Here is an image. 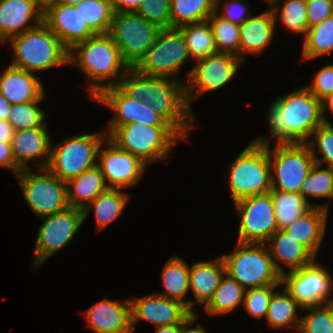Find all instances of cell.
<instances>
[{
	"label": "cell",
	"instance_id": "23",
	"mask_svg": "<svg viewBox=\"0 0 333 333\" xmlns=\"http://www.w3.org/2000/svg\"><path fill=\"white\" fill-rule=\"evenodd\" d=\"M95 333H132L130 299L124 302L103 299L83 313Z\"/></svg>",
	"mask_w": 333,
	"mask_h": 333
},
{
	"label": "cell",
	"instance_id": "14",
	"mask_svg": "<svg viewBox=\"0 0 333 333\" xmlns=\"http://www.w3.org/2000/svg\"><path fill=\"white\" fill-rule=\"evenodd\" d=\"M41 218L43 223L38 229L33 253L36 270L55 252L70 243L84 223L83 210L69 206L61 212Z\"/></svg>",
	"mask_w": 333,
	"mask_h": 333
},
{
	"label": "cell",
	"instance_id": "35",
	"mask_svg": "<svg viewBox=\"0 0 333 333\" xmlns=\"http://www.w3.org/2000/svg\"><path fill=\"white\" fill-rule=\"evenodd\" d=\"M298 308L301 309L285 289L274 292L266 316L267 323L275 330L289 327L299 331L301 318L297 317Z\"/></svg>",
	"mask_w": 333,
	"mask_h": 333
},
{
	"label": "cell",
	"instance_id": "49",
	"mask_svg": "<svg viewBox=\"0 0 333 333\" xmlns=\"http://www.w3.org/2000/svg\"><path fill=\"white\" fill-rule=\"evenodd\" d=\"M308 28L333 15V0H306Z\"/></svg>",
	"mask_w": 333,
	"mask_h": 333
},
{
	"label": "cell",
	"instance_id": "45",
	"mask_svg": "<svg viewBox=\"0 0 333 333\" xmlns=\"http://www.w3.org/2000/svg\"><path fill=\"white\" fill-rule=\"evenodd\" d=\"M280 286L266 285L245 290L242 306L248 315L257 319L266 318L273 293Z\"/></svg>",
	"mask_w": 333,
	"mask_h": 333
},
{
	"label": "cell",
	"instance_id": "39",
	"mask_svg": "<svg viewBox=\"0 0 333 333\" xmlns=\"http://www.w3.org/2000/svg\"><path fill=\"white\" fill-rule=\"evenodd\" d=\"M321 167L318 164H314L310 173L306 176L303 181L300 194L306 199V201L312 207H322L328 210V204L321 205H313L309 202L308 197L313 198H328L333 200V169L329 167L319 168Z\"/></svg>",
	"mask_w": 333,
	"mask_h": 333
},
{
	"label": "cell",
	"instance_id": "18",
	"mask_svg": "<svg viewBox=\"0 0 333 333\" xmlns=\"http://www.w3.org/2000/svg\"><path fill=\"white\" fill-rule=\"evenodd\" d=\"M92 101L99 102L115 111V116L109 121L107 132L109 135L116 127L140 123L143 125H169L159 114L153 111L150 105L132 99L118 86L102 90Z\"/></svg>",
	"mask_w": 333,
	"mask_h": 333
},
{
	"label": "cell",
	"instance_id": "52",
	"mask_svg": "<svg viewBox=\"0 0 333 333\" xmlns=\"http://www.w3.org/2000/svg\"><path fill=\"white\" fill-rule=\"evenodd\" d=\"M198 317V314H195V312L190 314L181 324V333H207L205 328L200 323L196 328L192 327Z\"/></svg>",
	"mask_w": 333,
	"mask_h": 333
},
{
	"label": "cell",
	"instance_id": "50",
	"mask_svg": "<svg viewBox=\"0 0 333 333\" xmlns=\"http://www.w3.org/2000/svg\"><path fill=\"white\" fill-rule=\"evenodd\" d=\"M0 166L8 168L14 176L21 171L13 158L10 142H0Z\"/></svg>",
	"mask_w": 333,
	"mask_h": 333
},
{
	"label": "cell",
	"instance_id": "31",
	"mask_svg": "<svg viewBox=\"0 0 333 333\" xmlns=\"http://www.w3.org/2000/svg\"><path fill=\"white\" fill-rule=\"evenodd\" d=\"M130 195L123 189L108 188L99 194L90 204L83 209L84 221L91 210H94L98 231L113 222L124 210Z\"/></svg>",
	"mask_w": 333,
	"mask_h": 333
},
{
	"label": "cell",
	"instance_id": "10",
	"mask_svg": "<svg viewBox=\"0 0 333 333\" xmlns=\"http://www.w3.org/2000/svg\"><path fill=\"white\" fill-rule=\"evenodd\" d=\"M189 58L182 32L178 28H164L160 29L153 45L133 68L142 75L177 80L178 71Z\"/></svg>",
	"mask_w": 333,
	"mask_h": 333
},
{
	"label": "cell",
	"instance_id": "12",
	"mask_svg": "<svg viewBox=\"0 0 333 333\" xmlns=\"http://www.w3.org/2000/svg\"><path fill=\"white\" fill-rule=\"evenodd\" d=\"M38 171L32 173L29 168L16 175L32 213L41 218L65 210L68 207L66 183L47 168Z\"/></svg>",
	"mask_w": 333,
	"mask_h": 333
},
{
	"label": "cell",
	"instance_id": "19",
	"mask_svg": "<svg viewBox=\"0 0 333 333\" xmlns=\"http://www.w3.org/2000/svg\"><path fill=\"white\" fill-rule=\"evenodd\" d=\"M131 325L134 331L137 321L144 320L158 326L182 324L193 312L183 303L157 293L130 298Z\"/></svg>",
	"mask_w": 333,
	"mask_h": 333
},
{
	"label": "cell",
	"instance_id": "40",
	"mask_svg": "<svg viewBox=\"0 0 333 333\" xmlns=\"http://www.w3.org/2000/svg\"><path fill=\"white\" fill-rule=\"evenodd\" d=\"M207 20L213 31L217 51L239 57L240 26L222 18L216 11Z\"/></svg>",
	"mask_w": 333,
	"mask_h": 333
},
{
	"label": "cell",
	"instance_id": "8",
	"mask_svg": "<svg viewBox=\"0 0 333 333\" xmlns=\"http://www.w3.org/2000/svg\"><path fill=\"white\" fill-rule=\"evenodd\" d=\"M226 274L245 290L266 285H282L265 243L237 242L231 254L222 256Z\"/></svg>",
	"mask_w": 333,
	"mask_h": 333
},
{
	"label": "cell",
	"instance_id": "3",
	"mask_svg": "<svg viewBox=\"0 0 333 333\" xmlns=\"http://www.w3.org/2000/svg\"><path fill=\"white\" fill-rule=\"evenodd\" d=\"M68 64H77L87 76L86 88L91 100L102 90L118 86L130 69L108 34H96L74 45L69 50Z\"/></svg>",
	"mask_w": 333,
	"mask_h": 333
},
{
	"label": "cell",
	"instance_id": "47",
	"mask_svg": "<svg viewBox=\"0 0 333 333\" xmlns=\"http://www.w3.org/2000/svg\"><path fill=\"white\" fill-rule=\"evenodd\" d=\"M215 6L219 16L239 26L252 16L248 10V8H250L249 4H245L240 0H226L224 4L221 0H216ZM221 6L223 7L222 14H219V8Z\"/></svg>",
	"mask_w": 333,
	"mask_h": 333
},
{
	"label": "cell",
	"instance_id": "9",
	"mask_svg": "<svg viewBox=\"0 0 333 333\" xmlns=\"http://www.w3.org/2000/svg\"><path fill=\"white\" fill-rule=\"evenodd\" d=\"M105 131L76 135L58 145H51L47 169L63 182L79 176L97 165L100 145L106 140Z\"/></svg>",
	"mask_w": 333,
	"mask_h": 333
},
{
	"label": "cell",
	"instance_id": "1",
	"mask_svg": "<svg viewBox=\"0 0 333 333\" xmlns=\"http://www.w3.org/2000/svg\"><path fill=\"white\" fill-rule=\"evenodd\" d=\"M118 87L130 98L150 105L183 139L188 138L195 115L187 104L185 82L142 75L130 68Z\"/></svg>",
	"mask_w": 333,
	"mask_h": 333
},
{
	"label": "cell",
	"instance_id": "37",
	"mask_svg": "<svg viewBox=\"0 0 333 333\" xmlns=\"http://www.w3.org/2000/svg\"><path fill=\"white\" fill-rule=\"evenodd\" d=\"M302 60H311L333 52V15L307 30Z\"/></svg>",
	"mask_w": 333,
	"mask_h": 333
},
{
	"label": "cell",
	"instance_id": "7",
	"mask_svg": "<svg viewBox=\"0 0 333 333\" xmlns=\"http://www.w3.org/2000/svg\"><path fill=\"white\" fill-rule=\"evenodd\" d=\"M232 202L271 191V167L266 145L251 143L234 158L227 174Z\"/></svg>",
	"mask_w": 333,
	"mask_h": 333
},
{
	"label": "cell",
	"instance_id": "22",
	"mask_svg": "<svg viewBox=\"0 0 333 333\" xmlns=\"http://www.w3.org/2000/svg\"><path fill=\"white\" fill-rule=\"evenodd\" d=\"M43 11L37 0H0V42L8 43L11 37L39 25Z\"/></svg>",
	"mask_w": 333,
	"mask_h": 333
},
{
	"label": "cell",
	"instance_id": "57",
	"mask_svg": "<svg viewBox=\"0 0 333 333\" xmlns=\"http://www.w3.org/2000/svg\"><path fill=\"white\" fill-rule=\"evenodd\" d=\"M59 0H37L39 6L45 10L49 5L58 3Z\"/></svg>",
	"mask_w": 333,
	"mask_h": 333
},
{
	"label": "cell",
	"instance_id": "33",
	"mask_svg": "<svg viewBox=\"0 0 333 333\" xmlns=\"http://www.w3.org/2000/svg\"><path fill=\"white\" fill-rule=\"evenodd\" d=\"M187 44L189 56L199 61L206 57L218 53L212 28L208 20L183 25L178 28Z\"/></svg>",
	"mask_w": 333,
	"mask_h": 333
},
{
	"label": "cell",
	"instance_id": "56",
	"mask_svg": "<svg viewBox=\"0 0 333 333\" xmlns=\"http://www.w3.org/2000/svg\"><path fill=\"white\" fill-rule=\"evenodd\" d=\"M155 333H181V324L158 326Z\"/></svg>",
	"mask_w": 333,
	"mask_h": 333
},
{
	"label": "cell",
	"instance_id": "51",
	"mask_svg": "<svg viewBox=\"0 0 333 333\" xmlns=\"http://www.w3.org/2000/svg\"><path fill=\"white\" fill-rule=\"evenodd\" d=\"M114 12H136L146 0H109Z\"/></svg>",
	"mask_w": 333,
	"mask_h": 333
},
{
	"label": "cell",
	"instance_id": "29",
	"mask_svg": "<svg viewBox=\"0 0 333 333\" xmlns=\"http://www.w3.org/2000/svg\"><path fill=\"white\" fill-rule=\"evenodd\" d=\"M107 189L101 169L96 165L66 182L68 206L83 210Z\"/></svg>",
	"mask_w": 333,
	"mask_h": 333
},
{
	"label": "cell",
	"instance_id": "53",
	"mask_svg": "<svg viewBox=\"0 0 333 333\" xmlns=\"http://www.w3.org/2000/svg\"><path fill=\"white\" fill-rule=\"evenodd\" d=\"M14 129L8 121L0 120V142H10Z\"/></svg>",
	"mask_w": 333,
	"mask_h": 333
},
{
	"label": "cell",
	"instance_id": "15",
	"mask_svg": "<svg viewBox=\"0 0 333 333\" xmlns=\"http://www.w3.org/2000/svg\"><path fill=\"white\" fill-rule=\"evenodd\" d=\"M243 60L230 53L218 52L197 61V65L188 71L185 83V95L189 109L192 111V98L220 89L228 84L237 74Z\"/></svg>",
	"mask_w": 333,
	"mask_h": 333
},
{
	"label": "cell",
	"instance_id": "42",
	"mask_svg": "<svg viewBox=\"0 0 333 333\" xmlns=\"http://www.w3.org/2000/svg\"><path fill=\"white\" fill-rule=\"evenodd\" d=\"M44 96L45 93L37 101L12 105L8 122L14 131L47 126L44 121L46 113L38 106Z\"/></svg>",
	"mask_w": 333,
	"mask_h": 333
},
{
	"label": "cell",
	"instance_id": "4",
	"mask_svg": "<svg viewBox=\"0 0 333 333\" xmlns=\"http://www.w3.org/2000/svg\"><path fill=\"white\" fill-rule=\"evenodd\" d=\"M8 41L13 49L12 66L33 73L68 65L69 50L44 22Z\"/></svg>",
	"mask_w": 333,
	"mask_h": 333
},
{
	"label": "cell",
	"instance_id": "25",
	"mask_svg": "<svg viewBox=\"0 0 333 333\" xmlns=\"http://www.w3.org/2000/svg\"><path fill=\"white\" fill-rule=\"evenodd\" d=\"M276 23L271 9L251 16L240 26L239 58L242 60L246 54L261 55L274 37Z\"/></svg>",
	"mask_w": 333,
	"mask_h": 333
},
{
	"label": "cell",
	"instance_id": "32",
	"mask_svg": "<svg viewBox=\"0 0 333 333\" xmlns=\"http://www.w3.org/2000/svg\"><path fill=\"white\" fill-rule=\"evenodd\" d=\"M245 289L228 274H224L209 302L203 306L210 316L224 315L243 304Z\"/></svg>",
	"mask_w": 333,
	"mask_h": 333
},
{
	"label": "cell",
	"instance_id": "41",
	"mask_svg": "<svg viewBox=\"0 0 333 333\" xmlns=\"http://www.w3.org/2000/svg\"><path fill=\"white\" fill-rule=\"evenodd\" d=\"M78 5L83 22L95 34H108L114 14L109 0H84Z\"/></svg>",
	"mask_w": 333,
	"mask_h": 333
},
{
	"label": "cell",
	"instance_id": "13",
	"mask_svg": "<svg viewBox=\"0 0 333 333\" xmlns=\"http://www.w3.org/2000/svg\"><path fill=\"white\" fill-rule=\"evenodd\" d=\"M281 275V284L301 309L333 302V277L326 267L316 262Z\"/></svg>",
	"mask_w": 333,
	"mask_h": 333
},
{
	"label": "cell",
	"instance_id": "38",
	"mask_svg": "<svg viewBox=\"0 0 333 333\" xmlns=\"http://www.w3.org/2000/svg\"><path fill=\"white\" fill-rule=\"evenodd\" d=\"M280 2L281 0H274L268 6L273 13L276 25L278 21H281V24L283 23L284 27L289 31L304 34L305 36L309 29L306 16V0H284L282 6L279 7L278 4Z\"/></svg>",
	"mask_w": 333,
	"mask_h": 333
},
{
	"label": "cell",
	"instance_id": "44",
	"mask_svg": "<svg viewBox=\"0 0 333 333\" xmlns=\"http://www.w3.org/2000/svg\"><path fill=\"white\" fill-rule=\"evenodd\" d=\"M310 313L301 317L299 333H333V302L304 308Z\"/></svg>",
	"mask_w": 333,
	"mask_h": 333
},
{
	"label": "cell",
	"instance_id": "5",
	"mask_svg": "<svg viewBox=\"0 0 333 333\" xmlns=\"http://www.w3.org/2000/svg\"><path fill=\"white\" fill-rule=\"evenodd\" d=\"M119 149L140 156L148 164L168 160L178 139H183L170 125L130 123L116 127L109 135Z\"/></svg>",
	"mask_w": 333,
	"mask_h": 333
},
{
	"label": "cell",
	"instance_id": "20",
	"mask_svg": "<svg viewBox=\"0 0 333 333\" xmlns=\"http://www.w3.org/2000/svg\"><path fill=\"white\" fill-rule=\"evenodd\" d=\"M43 22L68 50L96 35L83 22L81 5L51 4L43 11Z\"/></svg>",
	"mask_w": 333,
	"mask_h": 333
},
{
	"label": "cell",
	"instance_id": "36",
	"mask_svg": "<svg viewBox=\"0 0 333 333\" xmlns=\"http://www.w3.org/2000/svg\"><path fill=\"white\" fill-rule=\"evenodd\" d=\"M278 230L289 227L296 219L308 212L312 206L298 193L271 190Z\"/></svg>",
	"mask_w": 333,
	"mask_h": 333
},
{
	"label": "cell",
	"instance_id": "21",
	"mask_svg": "<svg viewBox=\"0 0 333 333\" xmlns=\"http://www.w3.org/2000/svg\"><path fill=\"white\" fill-rule=\"evenodd\" d=\"M47 128L48 126H40L14 131L10 145L15 163L21 170L29 169L27 163L33 160L37 161L38 169L47 168L52 144Z\"/></svg>",
	"mask_w": 333,
	"mask_h": 333
},
{
	"label": "cell",
	"instance_id": "16",
	"mask_svg": "<svg viewBox=\"0 0 333 333\" xmlns=\"http://www.w3.org/2000/svg\"><path fill=\"white\" fill-rule=\"evenodd\" d=\"M239 215L238 242L266 243L278 230L271 191L234 203Z\"/></svg>",
	"mask_w": 333,
	"mask_h": 333
},
{
	"label": "cell",
	"instance_id": "58",
	"mask_svg": "<svg viewBox=\"0 0 333 333\" xmlns=\"http://www.w3.org/2000/svg\"><path fill=\"white\" fill-rule=\"evenodd\" d=\"M84 0H59L58 3L66 4V5H78Z\"/></svg>",
	"mask_w": 333,
	"mask_h": 333
},
{
	"label": "cell",
	"instance_id": "27",
	"mask_svg": "<svg viewBox=\"0 0 333 333\" xmlns=\"http://www.w3.org/2000/svg\"><path fill=\"white\" fill-rule=\"evenodd\" d=\"M327 216V209L312 207L289 227L285 228L284 231L303 244L317 258L318 250L327 229Z\"/></svg>",
	"mask_w": 333,
	"mask_h": 333
},
{
	"label": "cell",
	"instance_id": "28",
	"mask_svg": "<svg viewBox=\"0 0 333 333\" xmlns=\"http://www.w3.org/2000/svg\"><path fill=\"white\" fill-rule=\"evenodd\" d=\"M225 273L222 257L208 262L193 263L190 266L189 289L199 305L205 306L209 302Z\"/></svg>",
	"mask_w": 333,
	"mask_h": 333
},
{
	"label": "cell",
	"instance_id": "6",
	"mask_svg": "<svg viewBox=\"0 0 333 333\" xmlns=\"http://www.w3.org/2000/svg\"><path fill=\"white\" fill-rule=\"evenodd\" d=\"M253 142L266 145L269 151L271 167V190L300 194V188L306 176L312 170L315 161L307 143H274L265 137H256Z\"/></svg>",
	"mask_w": 333,
	"mask_h": 333
},
{
	"label": "cell",
	"instance_id": "55",
	"mask_svg": "<svg viewBox=\"0 0 333 333\" xmlns=\"http://www.w3.org/2000/svg\"><path fill=\"white\" fill-rule=\"evenodd\" d=\"M321 107H322V118L324 120V122H329L326 119L325 111H327L328 107L333 115V93L326 96L322 101H321Z\"/></svg>",
	"mask_w": 333,
	"mask_h": 333
},
{
	"label": "cell",
	"instance_id": "34",
	"mask_svg": "<svg viewBox=\"0 0 333 333\" xmlns=\"http://www.w3.org/2000/svg\"><path fill=\"white\" fill-rule=\"evenodd\" d=\"M215 5L216 0H170L171 28L206 21Z\"/></svg>",
	"mask_w": 333,
	"mask_h": 333
},
{
	"label": "cell",
	"instance_id": "48",
	"mask_svg": "<svg viewBox=\"0 0 333 333\" xmlns=\"http://www.w3.org/2000/svg\"><path fill=\"white\" fill-rule=\"evenodd\" d=\"M309 91L320 101L333 93V64L322 67L311 84L306 86Z\"/></svg>",
	"mask_w": 333,
	"mask_h": 333
},
{
	"label": "cell",
	"instance_id": "54",
	"mask_svg": "<svg viewBox=\"0 0 333 333\" xmlns=\"http://www.w3.org/2000/svg\"><path fill=\"white\" fill-rule=\"evenodd\" d=\"M12 104L0 93V120L8 121Z\"/></svg>",
	"mask_w": 333,
	"mask_h": 333
},
{
	"label": "cell",
	"instance_id": "59",
	"mask_svg": "<svg viewBox=\"0 0 333 333\" xmlns=\"http://www.w3.org/2000/svg\"><path fill=\"white\" fill-rule=\"evenodd\" d=\"M265 2L268 4V6L270 5V4H272L273 2H274V0H265Z\"/></svg>",
	"mask_w": 333,
	"mask_h": 333
},
{
	"label": "cell",
	"instance_id": "11",
	"mask_svg": "<svg viewBox=\"0 0 333 333\" xmlns=\"http://www.w3.org/2000/svg\"><path fill=\"white\" fill-rule=\"evenodd\" d=\"M160 29L137 12H114L108 35L122 59L133 68L153 45Z\"/></svg>",
	"mask_w": 333,
	"mask_h": 333
},
{
	"label": "cell",
	"instance_id": "17",
	"mask_svg": "<svg viewBox=\"0 0 333 333\" xmlns=\"http://www.w3.org/2000/svg\"><path fill=\"white\" fill-rule=\"evenodd\" d=\"M97 165L108 188L125 190L139 183L149 164L140 156L119 149L106 138L99 147Z\"/></svg>",
	"mask_w": 333,
	"mask_h": 333
},
{
	"label": "cell",
	"instance_id": "30",
	"mask_svg": "<svg viewBox=\"0 0 333 333\" xmlns=\"http://www.w3.org/2000/svg\"><path fill=\"white\" fill-rule=\"evenodd\" d=\"M189 269L190 266L182 258L172 256L164 265L162 271V285L164 293H157L168 299L179 301L186 305L192 312L195 309L194 301H185L184 297L189 292Z\"/></svg>",
	"mask_w": 333,
	"mask_h": 333
},
{
	"label": "cell",
	"instance_id": "46",
	"mask_svg": "<svg viewBox=\"0 0 333 333\" xmlns=\"http://www.w3.org/2000/svg\"><path fill=\"white\" fill-rule=\"evenodd\" d=\"M159 28H171L170 0H146L136 11Z\"/></svg>",
	"mask_w": 333,
	"mask_h": 333
},
{
	"label": "cell",
	"instance_id": "26",
	"mask_svg": "<svg viewBox=\"0 0 333 333\" xmlns=\"http://www.w3.org/2000/svg\"><path fill=\"white\" fill-rule=\"evenodd\" d=\"M269 243V244H268ZM276 270L282 275L284 266L289 270L299 269L310 264L316 257L300 242L284 230H277L265 243Z\"/></svg>",
	"mask_w": 333,
	"mask_h": 333
},
{
	"label": "cell",
	"instance_id": "24",
	"mask_svg": "<svg viewBox=\"0 0 333 333\" xmlns=\"http://www.w3.org/2000/svg\"><path fill=\"white\" fill-rule=\"evenodd\" d=\"M34 74L9 65L0 75V93L12 105L37 101L45 90Z\"/></svg>",
	"mask_w": 333,
	"mask_h": 333
},
{
	"label": "cell",
	"instance_id": "2",
	"mask_svg": "<svg viewBox=\"0 0 333 333\" xmlns=\"http://www.w3.org/2000/svg\"><path fill=\"white\" fill-rule=\"evenodd\" d=\"M278 97L268 109L267 121L274 143H306L321 125V101L307 87Z\"/></svg>",
	"mask_w": 333,
	"mask_h": 333
},
{
	"label": "cell",
	"instance_id": "43",
	"mask_svg": "<svg viewBox=\"0 0 333 333\" xmlns=\"http://www.w3.org/2000/svg\"><path fill=\"white\" fill-rule=\"evenodd\" d=\"M313 137L312 141L308 140L306 143L309 145L315 164L324 165L333 169V124L331 122H323L319 125L310 136ZM317 148V151L315 150ZM322 157H318L317 153Z\"/></svg>",
	"mask_w": 333,
	"mask_h": 333
}]
</instances>
